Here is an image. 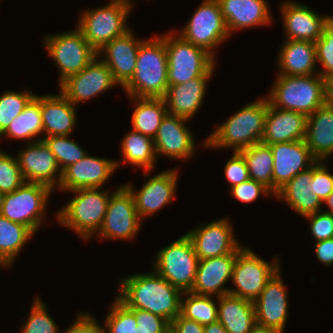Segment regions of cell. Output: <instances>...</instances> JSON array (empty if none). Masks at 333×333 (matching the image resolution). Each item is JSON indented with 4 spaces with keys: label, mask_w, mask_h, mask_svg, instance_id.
<instances>
[{
    "label": "cell",
    "mask_w": 333,
    "mask_h": 333,
    "mask_svg": "<svg viewBox=\"0 0 333 333\" xmlns=\"http://www.w3.org/2000/svg\"><path fill=\"white\" fill-rule=\"evenodd\" d=\"M69 137V135L50 137H43L42 135V138H40V140H43L55 155L57 163L62 171L87 155V151Z\"/></svg>",
    "instance_id": "39"
},
{
    "label": "cell",
    "mask_w": 333,
    "mask_h": 333,
    "mask_svg": "<svg viewBox=\"0 0 333 333\" xmlns=\"http://www.w3.org/2000/svg\"><path fill=\"white\" fill-rule=\"evenodd\" d=\"M312 192L324 202L333 192V175L329 173L326 162L317 161L313 165V180L310 183Z\"/></svg>",
    "instance_id": "45"
},
{
    "label": "cell",
    "mask_w": 333,
    "mask_h": 333,
    "mask_svg": "<svg viewBox=\"0 0 333 333\" xmlns=\"http://www.w3.org/2000/svg\"><path fill=\"white\" fill-rule=\"evenodd\" d=\"M133 333H146L140 327L137 326L135 316H134V331H133Z\"/></svg>",
    "instance_id": "57"
},
{
    "label": "cell",
    "mask_w": 333,
    "mask_h": 333,
    "mask_svg": "<svg viewBox=\"0 0 333 333\" xmlns=\"http://www.w3.org/2000/svg\"><path fill=\"white\" fill-rule=\"evenodd\" d=\"M142 222L132 193L121 185L110 195L105 218L97 234L101 239L129 241L140 231Z\"/></svg>",
    "instance_id": "13"
},
{
    "label": "cell",
    "mask_w": 333,
    "mask_h": 333,
    "mask_svg": "<svg viewBox=\"0 0 333 333\" xmlns=\"http://www.w3.org/2000/svg\"><path fill=\"white\" fill-rule=\"evenodd\" d=\"M17 156L0 150V192L11 193L25 183Z\"/></svg>",
    "instance_id": "42"
},
{
    "label": "cell",
    "mask_w": 333,
    "mask_h": 333,
    "mask_svg": "<svg viewBox=\"0 0 333 333\" xmlns=\"http://www.w3.org/2000/svg\"><path fill=\"white\" fill-rule=\"evenodd\" d=\"M238 152L246 162L250 179L262 183L273 192L274 159L270 146L260 142Z\"/></svg>",
    "instance_id": "36"
},
{
    "label": "cell",
    "mask_w": 333,
    "mask_h": 333,
    "mask_svg": "<svg viewBox=\"0 0 333 333\" xmlns=\"http://www.w3.org/2000/svg\"><path fill=\"white\" fill-rule=\"evenodd\" d=\"M230 35L234 30L264 26L272 21L266 0H217Z\"/></svg>",
    "instance_id": "26"
},
{
    "label": "cell",
    "mask_w": 333,
    "mask_h": 333,
    "mask_svg": "<svg viewBox=\"0 0 333 333\" xmlns=\"http://www.w3.org/2000/svg\"><path fill=\"white\" fill-rule=\"evenodd\" d=\"M217 321L228 333H249L256 325L253 301L229 293L218 297Z\"/></svg>",
    "instance_id": "32"
},
{
    "label": "cell",
    "mask_w": 333,
    "mask_h": 333,
    "mask_svg": "<svg viewBox=\"0 0 333 333\" xmlns=\"http://www.w3.org/2000/svg\"><path fill=\"white\" fill-rule=\"evenodd\" d=\"M117 298L128 308L159 315L171 323L179 314L183 292L154 270L134 273L119 280Z\"/></svg>",
    "instance_id": "1"
},
{
    "label": "cell",
    "mask_w": 333,
    "mask_h": 333,
    "mask_svg": "<svg viewBox=\"0 0 333 333\" xmlns=\"http://www.w3.org/2000/svg\"><path fill=\"white\" fill-rule=\"evenodd\" d=\"M281 4L285 39L316 42L321 37L327 15H318L310 7L294 1Z\"/></svg>",
    "instance_id": "24"
},
{
    "label": "cell",
    "mask_w": 333,
    "mask_h": 333,
    "mask_svg": "<svg viewBox=\"0 0 333 333\" xmlns=\"http://www.w3.org/2000/svg\"><path fill=\"white\" fill-rule=\"evenodd\" d=\"M229 218L200 224L186 234L190 237L199 259L220 257L233 253L239 246Z\"/></svg>",
    "instance_id": "19"
},
{
    "label": "cell",
    "mask_w": 333,
    "mask_h": 333,
    "mask_svg": "<svg viewBox=\"0 0 333 333\" xmlns=\"http://www.w3.org/2000/svg\"><path fill=\"white\" fill-rule=\"evenodd\" d=\"M113 304H110L111 309L108 310L105 318L106 333H133L134 331V313L117 297Z\"/></svg>",
    "instance_id": "43"
},
{
    "label": "cell",
    "mask_w": 333,
    "mask_h": 333,
    "mask_svg": "<svg viewBox=\"0 0 333 333\" xmlns=\"http://www.w3.org/2000/svg\"><path fill=\"white\" fill-rule=\"evenodd\" d=\"M229 193L236 200L243 203H252L257 200L261 194L275 196L265 185L252 179H248L247 181L233 186L230 188Z\"/></svg>",
    "instance_id": "46"
},
{
    "label": "cell",
    "mask_w": 333,
    "mask_h": 333,
    "mask_svg": "<svg viewBox=\"0 0 333 333\" xmlns=\"http://www.w3.org/2000/svg\"><path fill=\"white\" fill-rule=\"evenodd\" d=\"M327 102L333 103V75L326 79Z\"/></svg>",
    "instance_id": "54"
},
{
    "label": "cell",
    "mask_w": 333,
    "mask_h": 333,
    "mask_svg": "<svg viewBox=\"0 0 333 333\" xmlns=\"http://www.w3.org/2000/svg\"><path fill=\"white\" fill-rule=\"evenodd\" d=\"M34 234L29 227L0 215V257L11 266Z\"/></svg>",
    "instance_id": "37"
},
{
    "label": "cell",
    "mask_w": 333,
    "mask_h": 333,
    "mask_svg": "<svg viewBox=\"0 0 333 333\" xmlns=\"http://www.w3.org/2000/svg\"><path fill=\"white\" fill-rule=\"evenodd\" d=\"M121 161L95 157L87 154L62 171L59 188L72 191L83 188H101L116 171Z\"/></svg>",
    "instance_id": "17"
},
{
    "label": "cell",
    "mask_w": 333,
    "mask_h": 333,
    "mask_svg": "<svg viewBox=\"0 0 333 333\" xmlns=\"http://www.w3.org/2000/svg\"><path fill=\"white\" fill-rule=\"evenodd\" d=\"M17 159L26 182L41 183L55 190L62 178L55 155L43 140L27 143ZM57 179V180H56Z\"/></svg>",
    "instance_id": "15"
},
{
    "label": "cell",
    "mask_w": 333,
    "mask_h": 333,
    "mask_svg": "<svg viewBox=\"0 0 333 333\" xmlns=\"http://www.w3.org/2000/svg\"><path fill=\"white\" fill-rule=\"evenodd\" d=\"M178 175L177 169L160 172L148 179L138 192L130 182L125 184L134 197L136 211L142 221L173 203Z\"/></svg>",
    "instance_id": "16"
},
{
    "label": "cell",
    "mask_w": 333,
    "mask_h": 333,
    "mask_svg": "<svg viewBox=\"0 0 333 333\" xmlns=\"http://www.w3.org/2000/svg\"><path fill=\"white\" fill-rule=\"evenodd\" d=\"M307 116L291 110L279 109L268 102L264 133L266 145L305 140Z\"/></svg>",
    "instance_id": "25"
},
{
    "label": "cell",
    "mask_w": 333,
    "mask_h": 333,
    "mask_svg": "<svg viewBox=\"0 0 333 333\" xmlns=\"http://www.w3.org/2000/svg\"><path fill=\"white\" fill-rule=\"evenodd\" d=\"M277 56L278 74L296 76L318 74L315 42L286 39ZM316 71V73H315Z\"/></svg>",
    "instance_id": "31"
},
{
    "label": "cell",
    "mask_w": 333,
    "mask_h": 333,
    "mask_svg": "<svg viewBox=\"0 0 333 333\" xmlns=\"http://www.w3.org/2000/svg\"><path fill=\"white\" fill-rule=\"evenodd\" d=\"M169 333H205L204 326L180 314L170 323Z\"/></svg>",
    "instance_id": "51"
},
{
    "label": "cell",
    "mask_w": 333,
    "mask_h": 333,
    "mask_svg": "<svg viewBox=\"0 0 333 333\" xmlns=\"http://www.w3.org/2000/svg\"><path fill=\"white\" fill-rule=\"evenodd\" d=\"M29 90L23 92L4 91L0 96V135L8 128L9 124L16 118L35 97Z\"/></svg>",
    "instance_id": "40"
},
{
    "label": "cell",
    "mask_w": 333,
    "mask_h": 333,
    "mask_svg": "<svg viewBox=\"0 0 333 333\" xmlns=\"http://www.w3.org/2000/svg\"><path fill=\"white\" fill-rule=\"evenodd\" d=\"M136 105L131 116L132 130L154 138L167 108L163 98L129 97Z\"/></svg>",
    "instance_id": "34"
},
{
    "label": "cell",
    "mask_w": 333,
    "mask_h": 333,
    "mask_svg": "<svg viewBox=\"0 0 333 333\" xmlns=\"http://www.w3.org/2000/svg\"><path fill=\"white\" fill-rule=\"evenodd\" d=\"M136 318L137 326L146 333H169L170 323L163 317L138 308H129Z\"/></svg>",
    "instance_id": "47"
},
{
    "label": "cell",
    "mask_w": 333,
    "mask_h": 333,
    "mask_svg": "<svg viewBox=\"0 0 333 333\" xmlns=\"http://www.w3.org/2000/svg\"><path fill=\"white\" fill-rule=\"evenodd\" d=\"M279 269L266 283L259 297L253 302L256 324L284 333L288 317L287 286Z\"/></svg>",
    "instance_id": "18"
},
{
    "label": "cell",
    "mask_w": 333,
    "mask_h": 333,
    "mask_svg": "<svg viewBox=\"0 0 333 333\" xmlns=\"http://www.w3.org/2000/svg\"><path fill=\"white\" fill-rule=\"evenodd\" d=\"M267 111V97L248 103L205 137L202 145L205 149L232 148L234 152H238L260 143Z\"/></svg>",
    "instance_id": "2"
},
{
    "label": "cell",
    "mask_w": 333,
    "mask_h": 333,
    "mask_svg": "<svg viewBox=\"0 0 333 333\" xmlns=\"http://www.w3.org/2000/svg\"><path fill=\"white\" fill-rule=\"evenodd\" d=\"M313 180V166L298 173L293 179L288 181L275 194L277 200L282 199L291 209L303 218L322 211L323 202L312 192L310 183Z\"/></svg>",
    "instance_id": "30"
},
{
    "label": "cell",
    "mask_w": 333,
    "mask_h": 333,
    "mask_svg": "<svg viewBox=\"0 0 333 333\" xmlns=\"http://www.w3.org/2000/svg\"><path fill=\"white\" fill-rule=\"evenodd\" d=\"M316 60L323 69L318 72L324 79L333 75V28L326 23L321 37L315 42Z\"/></svg>",
    "instance_id": "44"
},
{
    "label": "cell",
    "mask_w": 333,
    "mask_h": 333,
    "mask_svg": "<svg viewBox=\"0 0 333 333\" xmlns=\"http://www.w3.org/2000/svg\"><path fill=\"white\" fill-rule=\"evenodd\" d=\"M279 262L276 256L271 263L267 262L249 247H242L237 252L233 267L231 281L235 288H229L228 293L254 302L266 283L280 269Z\"/></svg>",
    "instance_id": "11"
},
{
    "label": "cell",
    "mask_w": 333,
    "mask_h": 333,
    "mask_svg": "<svg viewBox=\"0 0 333 333\" xmlns=\"http://www.w3.org/2000/svg\"><path fill=\"white\" fill-rule=\"evenodd\" d=\"M88 313H80L63 333H106L105 327Z\"/></svg>",
    "instance_id": "50"
},
{
    "label": "cell",
    "mask_w": 333,
    "mask_h": 333,
    "mask_svg": "<svg viewBox=\"0 0 333 333\" xmlns=\"http://www.w3.org/2000/svg\"><path fill=\"white\" fill-rule=\"evenodd\" d=\"M179 35L214 57L215 48L231 36L217 0H204Z\"/></svg>",
    "instance_id": "12"
},
{
    "label": "cell",
    "mask_w": 333,
    "mask_h": 333,
    "mask_svg": "<svg viewBox=\"0 0 333 333\" xmlns=\"http://www.w3.org/2000/svg\"><path fill=\"white\" fill-rule=\"evenodd\" d=\"M210 77L200 76L182 84L169 85L163 97L167 113L192 119L204 101Z\"/></svg>",
    "instance_id": "27"
},
{
    "label": "cell",
    "mask_w": 333,
    "mask_h": 333,
    "mask_svg": "<svg viewBox=\"0 0 333 333\" xmlns=\"http://www.w3.org/2000/svg\"><path fill=\"white\" fill-rule=\"evenodd\" d=\"M305 142L319 161L333 155V103L326 102L307 117Z\"/></svg>",
    "instance_id": "29"
},
{
    "label": "cell",
    "mask_w": 333,
    "mask_h": 333,
    "mask_svg": "<svg viewBox=\"0 0 333 333\" xmlns=\"http://www.w3.org/2000/svg\"><path fill=\"white\" fill-rule=\"evenodd\" d=\"M71 193L76 195L57 211L56 219L89 241L103 224L111 194L100 188L75 189Z\"/></svg>",
    "instance_id": "5"
},
{
    "label": "cell",
    "mask_w": 333,
    "mask_h": 333,
    "mask_svg": "<svg viewBox=\"0 0 333 333\" xmlns=\"http://www.w3.org/2000/svg\"><path fill=\"white\" fill-rule=\"evenodd\" d=\"M314 249L318 261L326 267L333 265V238L317 241Z\"/></svg>",
    "instance_id": "52"
},
{
    "label": "cell",
    "mask_w": 333,
    "mask_h": 333,
    "mask_svg": "<svg viewBox=\"0 0 333 333\" xmlns=\"http://www.w3.org/2000/svg\"><path fill=\"white\" fill-rule=\"evenodd\" d=\"M95 58L79 73L66 78L59 84L60 92L74 105L90 100L118 83L109 67Z\"/></svg>",
    "instance_id": "14"
},
{
    "label": "cell",
    "mask_w": 333,
    "mask_h": 333,
    "mask_svg": "<svg viewBox=\"0 0 333 333\" xmlns=\"http://www.w3.org/2000/svg\"><path fill=\"white\" fill-rule=\"evenodd\" d=\"M304 218L310 220L309 231L315 242L333 238V214L319 211Z\"/></svg>",
    "instance_id": "48"
},
{
    "label": "cell",
    "mask_w": 333,
    "mask_h": 333,
    "mask_svg": "<svg viewBox=\"0 0 333 333\" xmlns=\"http://www.w3.org/2000/svg\"><path fill=\"white\" fill-rule=\"evenodd\" d=\"M205 333H228L220 322L211 323L204 326Z\"/></svg>",
    "instance_id": "53"
},
{
    "label": "cell",
    "mask_w": 333,
    "mask_h": 333,
    "mask_svg": "<svg viewBox=\"0 0 333 333\" xmlns=\"http://www.w3.org/2000/svg\"><path fill=\"white\" fill-rule=\"evenodd\" d=\"M165 47L168 59V85H178L200 76L214 74L215 57L186 41L178 33L170 31L165 34Z\"/></svg>",
    "instance_id": "7"
},
{
    "label": "cell",
    "mask_w": 333,
    "mask_h": 333,
    "mask_svg": "<svg viewBox=\"0 0 333 333\" xmlns=\"http://www.w3.org/2000/svg\"><path fill=\"white\" fill-rule=\"evenodd\" d=\"M123 162L143 169V176L149 177L157 161L153 138L136 132H128L121 141Z\"/></svg>",
    "instance_id": "33"
},
{
    "label": "cell",
    "mask_w": 333,
    "mask_h": 333,
    "mask_svg": "<svg viewBox=\"0 0 333 333\" xmlns=\"http://www.w3.org/2000/svg\"><path fill=\"white\" fill-rule=\"evenodd\" d=\"M4 196H5V194H3V193L0 192V212H1V209H2Z\"/></svg>",
    "instance_id": "60"
},
{
    "label": "cell",
    "mask_w": 333,
    "mask_h": 333,
    "mask_svg": "<svg viewBox=\"0 0 333 333\" xmlns=\"http://www.w3.org/2000/svg\"><path fill=\"white\" fill-rule=\"evenodd\" d=\"M43 40L49 57L60 73L58 84L79 73L97 56L77 27L74 31L46 35Z\"/></svg>",
    "instance_id": "10"
},
{
    "label": "cell",
    "mask_w": 333,
    "mask_h": 333,
    "mask_svg": "<svg viewBox=\"0 0 333 333\" xmlns=\"http://www.w3.org/2000/svg\"><path fill=\"white\" fill-rule=\"evenodd\" d=\"M269 146L274 159V194L298 173L307 170L318 161L307 147L305 140L274 143Z\"/></svg>",
    "instance_id": "20"
},
{
    "label": "cell",
    "mask_w": 333,
    "mask_h": 333,
    "mask_svg": "<svg viewBox=\"0 0 333 333\" xmlns=\"http://www.w3.org/2000/svg\"><path fill=\"white\" fill-rule=\"evenodd\" d=\"M249 333H280L274 329L256 324Z\"/></svg>",
    "instance_id": "55"
},
{
    "label": "cell",
    "mask_w": 333,
    "mask_h": 333,
    "mask_svg": "<svg viewBox=\"0 0 333 333\" xmlns=\"http://www.w3.org/2000/svg\"><path fill=\"white\" fill-rule=\"evenodd\" d=\"M186 300L181 298L180 315L186 319L194 320L205 326L217 322V303L215 296L198 295L192 292H183Z\"/></svg>",
    "instance_id": "38"
},
{
    "label": "cell",
    "mask_w": 333,
    "mask_h": 333,
    "mask_svg": "<svg viewBox=\"0 0 333 333\" xmlns=\"http://www.w3.org/2000/svg\"><path fill=\"white\" fill-rule=\"evenodd\" d=\"M2 266L4 267V268H8V267H10V265L7 263V262H5L1 257H0V268H2ZM6 266V267H5Z\"/></svg>",
    "instance_id": "58"
},
{
    "label": "cell",
    "mask_w": 333,
    "mask_h": 333,
    "mask_svg": "<svg viewBox=\"0 0 333 333\" xmlns=\"http://www.w3.org/2000/svg\"><path fill=\"white\" fill-rule=\"evenodd\" d=\"M239 246L233 253L220 257L199 259L196 278L190 292L198 295L220 297L228 294L229 288L224 287L232 279L233 267Z\"/></svg>",
    "instance_id": "23"
},
{
    "label": "cell",
    "mask_w": 333,
    "mask_h": 333,
    "mask_svg": "<svg viewBox=\"0 0 333 333\" xmlns=\"http://www.w3.org/2000/svg\"><path fill=\"white\" fill-rule=\"evenodd\" d=\"M153 270L182 292H190L195 282L199 258L190 237L184 234L157 251Z\"/></svg>",
    "instance_id": "8"
},
{
    "label": "cell",
    "mask_w": 333,
    "mask_h": 333,
    "mask_svg": "<svg viewBox=\"0 0 333 333\" xmlns=\"http://www.w3.org/2000/svg\"><path fill=\"white\" fill-rule=\"evenodd\" d=\"M40 111L44 137L71 135L77 123L76 106L61 92L40 95Z\"/></svg>",
    "instance_id": "28"
},
{
    "label": "cell",
    "mask_w": 333,
    "mask_h": 333,
    "mask_svg": "<svg viewBox=\"0 0 333 333\" xmlns=\"http://www.w3.org/2000/svg\"><path fill=\"white\" fill-rule=\"evenodd\" d=\"M150 38L140 44L134 74L122 87L128 97L163 98L168 89L165 35Z\"/></svg>",
    "instance_id": "3"
},
{
    "label": "cell",
    "mask_w": 333,
    "mask_h": 333,
    "mask_svg": "<svg viewBox=\"0 0 333 333\" xmlns=\"http://www.w3.org/2000/svg\"><path fill=\"white\" fill-rule=\"evenodd\" d=\"M327 23L333 28V15L328 16Z\"/></svg>",
    "instance_id": "59"
},
{
    "label": "cell",
    "mask_w": 333,
    "mask_h": 333,
    "mask_svg": "<svg viewBox=\"0 0 333 333\" xmlns=\"http://www.w3.org/2000/svg\"><path fill=\"white\" fill-rule=\"evenodd\" d=\"M274 81L266 97L276 108L308 117L327 102L326 79L319 73L296 76L278 74Z\"/></svg>",
    "instance_id": "4"
},
{
    "label": "cell",
    "mask_w": 333,
    "mask_h": 333,
    "mask_svg": "<svg viewBox=\"0 0 333 333\" xmlns=\"http://www.w3.org/2000/svg\"><path fill=\"white\" fill-rule=\"evenodd\" d=\"M40 134H43V121L40 111V96L36 94L25 109L9 124L0 138L3 135L5 138L28 140V143H31L39 141ZM35 138L37 139L33 140Z\"/></svg>",
    "instance_id": "35"
},
{
    "label": "cell",
    "mask_w": 333,
    "mask_h": 333,
    "mask_svg": "<svg viewBox=\"0 0 333 333\" xmlns=\"http://www.w3.org/2000/svg\"><path fill=\"white\" fill-rule=\"evenodd\" d=\"M46 306L39 297L33 300L29 317L21 327V333H61Z\"/></svg>",
    "instance_id": "41"
},
{
    "label": "cell",
    "mask_w": 333,
    "mask_h": 333,
    "mask_svg": "<svg viewBox=\"0 0 333 333\" xmlns=\"http://www.w3.org/2000/svg\"><path fill=\"white\" fill-rule=\"evenodd\" d=\"M133 30L108 42L97 55L109 67L118 86L123 87L133 76L137 53L144 39L135 38Z\"/></svg>",
    "instance_id": "22"
},
{
    "label": "cell",
    "mask_w": 333,
    "mask_h": 333,
    "mask_svg": "<svg viewBox=\"0 0 333 333\" xmlns=\"http://www.w3.org/2000/svg\"><path fill=\"white\" fill-rule=\"evenodd\" d=\"M53 190L44 184L25 182L4 196L0 215L29 227L34 233L43 223V216Z\"/></svg>",
    "instance_id": "9"
},
{
    "label": "cell",
    "mask_w": 333,
    "mask_h": 333,
    "mask_svg": "<svg viewBox=\"0 0 333 333\" xmlns=\"http://www.w3.org/2000/svg\"><path fill=\"white\" fill-rule=\"evenodd\" d=\"M324 204L327 205L328 209L327 211L323 210L324 212L331 213L333 214V192L327 197V199L323 202Z\"/></svg>",
    "instance_id": "56"
},
{
    "label": "cell",
    "mask_w": 333,
    "mask_h": 333,
    "mask_svg": "<svg viewBox=\"0 0 333 333\" xmlns=\"http://www.w3.org/2000/svg\"><path fill=\"white\" fill-rule=\"evenodd\" d=\"M133 7L131 0H110L105 6L82 11L76 27L98 52L131 29L126 21Z\"/></svg>",
    "instance_id": "6"
},
{
    "label": "cell",
    "mask_w": 333,
    "mask_h": 333,
    "mask_svg": "<svg viewBox=\"0 0 333 333\" xmlns=\"http://www.w3.org/2000/svg\"><path fill=\"white\" fill-rule=\"evenodd\" d=\"M232 154V157L227 161L224 167V175L225 179L229 182V188L250 179L243 156L239 152L234 151Z\"/></svg>",
    "instance_id": "49"
},
{
    "label": "cell",
    "mask_w": 333,
    "mask_h": 333,
    "mask_svg": "<svg viewBox=\"0 0 333 333\" xmlns=\"http://www.w3.org/2000/svg\"><path fill=\"white\" fill-rule=\"evenodd\" d=\"M189 120L166 114L153 138L156 157L188 160L196 151L193 133L186 127Z\"/></svg>",
    "instance_id": "21"
}]
</instances>
